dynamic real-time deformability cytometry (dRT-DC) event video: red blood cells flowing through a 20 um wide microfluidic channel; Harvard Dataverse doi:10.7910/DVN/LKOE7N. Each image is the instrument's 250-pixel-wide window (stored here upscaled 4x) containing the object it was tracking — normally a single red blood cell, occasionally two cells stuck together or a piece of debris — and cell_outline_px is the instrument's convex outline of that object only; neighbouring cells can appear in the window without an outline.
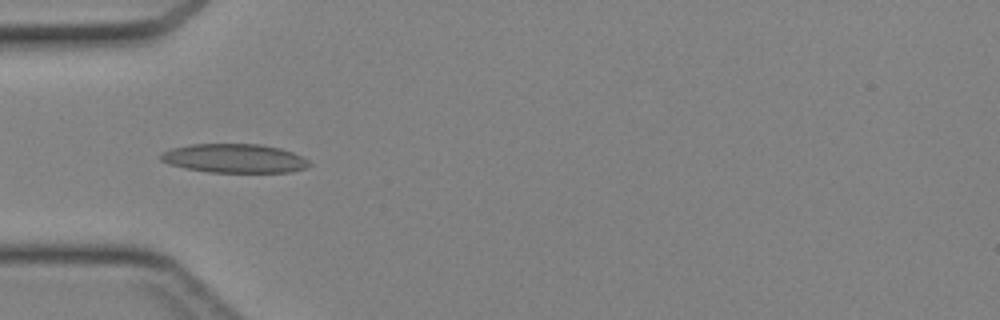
{"species": "Egyptian fruit bat (a non-hibernating species)", "species_latin": "Rousettus aegyptiacus", "temperature_condition": "cold", "stored_images_in_passage": 37, "camera_frame_rate_fps": 3000, "um_per_image_px": 0.085, "animal": {"sex": "female"}, "frame": {"image": 1, "passage_image": 11, "time_ms": 3.333, "image_size_px": [1000, 320], "cell_outline_px": [[312, 164], [304, 168], [288, 172], [208, 172], [168, 164], [160, 160], [160, 152], [172, 148], [192, 144], [260, 144], [280, 148], [292, 152], [308, 160]], "centroid_in_image_um": [19.9, 13.45], "position_along_channel_um": 65.1, "area_um2": 24.91}}
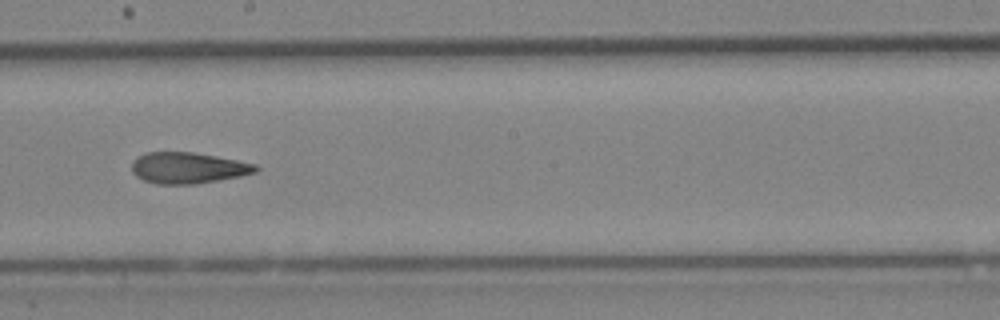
{"frame": {"image": 2, "passage_image": 22, "time_ms": 7.0, "image_size_px": [1000, 320], "cell_outline_px": [[260, 168], [256, 172], [240, 176], [196, 184], [156, 184], [144, 180], [136, 176], [132, 172], [132, 160], [136, 156], [148, 152], [192, 152], [216, 156], [256, 164]], "centroid_in_image_um": [15.96, 14.27], "position_along_channel_um": 232.2, "area_um2": 22.54}}
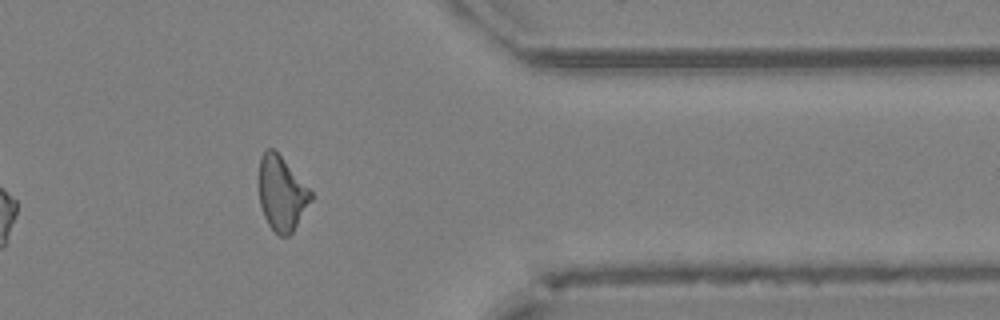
{"frame": {"image": 3, "passage_image": 33, "time_ms": 10.667, "image_size_px": [1000, 320], "cell_outline_px": [[312, 200], [292, 232], [288, 236], [280, 236], [268, 224], [264, 216], [260, 204], [260, 156], [268, 148], [272, 148], [280, 156], [312, 192]], "centroid_in_image_um": [23.94, 16.47], "position_along_channel_um": 387.5, "area_um2": 21.91}}